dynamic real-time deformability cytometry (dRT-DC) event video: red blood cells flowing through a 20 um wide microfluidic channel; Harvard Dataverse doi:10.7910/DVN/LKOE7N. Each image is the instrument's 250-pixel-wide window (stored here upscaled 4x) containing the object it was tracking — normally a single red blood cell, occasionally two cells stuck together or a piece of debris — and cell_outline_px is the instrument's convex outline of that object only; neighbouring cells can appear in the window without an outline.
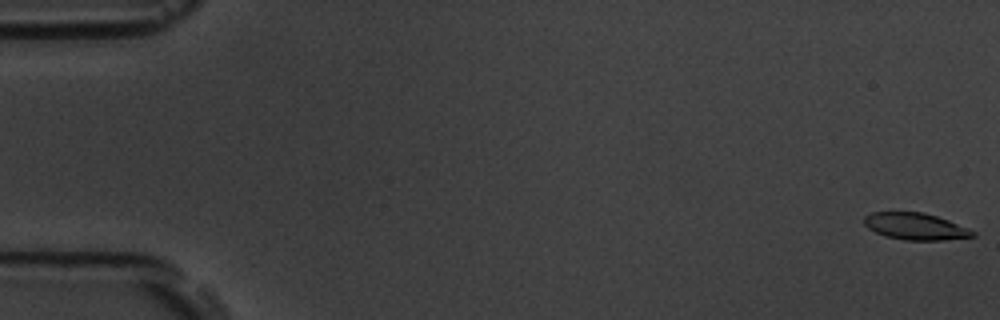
{"species": "common noctule bat (a hibernating species)", "species_latin": "Nyctalus noctula", "temperature_condition": "room temperature", "stored_images_in_passage": 55, "camera_frame_rate_fps": 3000, "um_per_image_px": 0.085, "animal": {"sex": "male", "body_mass_g": 19.5, "forearm_length_mm": 54.6}, "frame": {"image": 1, "passage_image": 1, "time_ms": 0.0, "image_size_px": [1000, 320], "cell_outline_px": [[976, 236], [944, 240], [904, 240], [884, 236], [868, 228], [864, 224], [864, 216], [872, 212], [924, 212], [948, 220], [968, 228], [976, 232]], "centroid_in_image_um": [77.81, 19.24], "position_along_channel_um": 7.2, "area_um2": 16.99}}
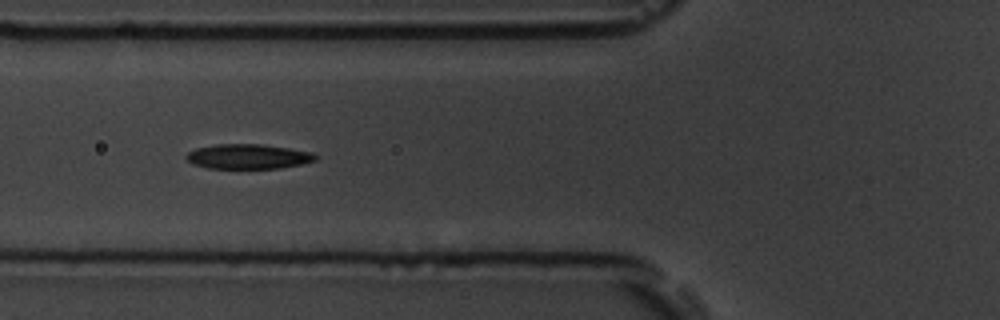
{"frame": {"image": 2, "passage_image": 21, "time_ms": 6.667, "image_size_px": [1000, 320], "cell_outline_px": [[316, 160], [300, 164], [280, 168], [208, 168], [192, 164], [184, 156], [188, 152], [196, 148], [216, 144], [264, 144], [312, 152], [316, 156]], "centroid_in_image_um": [21.06, 13.3], "position_along_channel_um": 104.7, "area_um2": 18.61}}
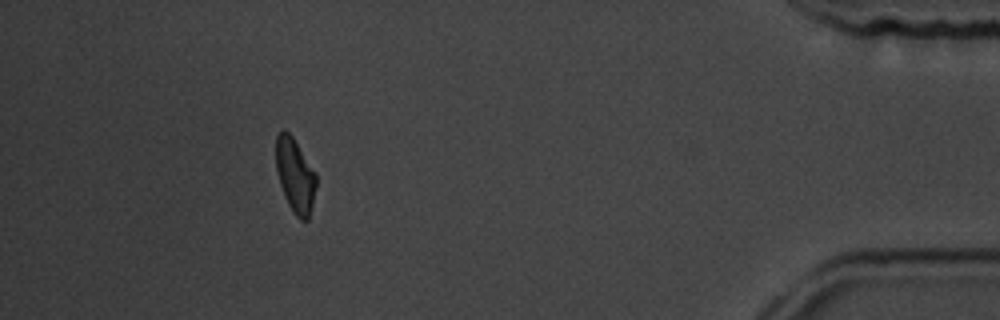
{"frame": {"image": 3, "passage_image": 50, "time_ms": 16.333, "image_size_px": [1000, 320], "cell_outline_px": [[316, 188], [308, 220], [300, 220], [296, 216], [288, 204], [284, 196], [276, 172], [276, 136], [280, 128], [284, 128], [292, 136], [316, 172]], "centroid_in_image_um": [25.07, 14.88], "position_along_channel_um": 410.1, "area_um2": 17.51}, "authors_computed_cell_mechanics": {"area_um2": 18.4382, "velocity_mm_per_s": 3.7556, "shape_relaxation_time_tau1_ms": 2.8952, "shape_relaxation_time_tau2_ms": 2.0676, "deformation_change_tau1": 0.1287, "deformation_change_tau2": 0.075}}